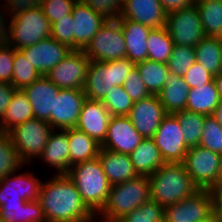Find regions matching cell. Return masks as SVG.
I'll list each match as a JSON object with an SVG mask.
<instances>
[{
	"label": "cell",
	"instance_id": "1",
	"mask_svg": "<svg viewBox=\"0 0 222 222\" xmlns=\"http://www.w3.org/2000/svg\"><path fill=\"white\" fill-rule=\"evenodd\" d=\"M38 201L47 222H94L96 215L86 206L66 174H54L41 183Z\"/></svg>",
	"mask_w": 222,
	"mask_h": 222
},
{
	"label": "cell",
	"instance_id": "2",
	"mask_svg": "<svg viewBox=\"0 0 222 222\" xmlns=\"http://www.w3.org/2000/svg\"><path fill=\"white\" fill-rule=\"evenodd\" d=\"M148 178L150 199L163 207L191 197L199 190L182 163H165Z\"/></svg>",
	"mask_w": 222,
	"mask_h": 222
},
{
	"label": "cell",
	"instance_id": "3",
	"mask_svg": "<svg viewBox=\"0 0 222 222\" xmlns=\"http://www.w3.org/2000/svg\"><path fill=\"white\" fill-rule=\"evenodd\" d=\"M149 199L148 176H138L135 179L112 185L105 206L96 215V219L98 218L96 222L98 220L99 222H118Z\"/></svg>",
	"mask_w": 222,
	"mask_h": 222
},
{
	"label": "cell",
	"instance_id": "4",
	"mask_svg": "<svg viewBox=\"0 0 222 222\" xmlns=\"http://www.w3.org/2000/svg\"><path fill=\"white\" fill-rule=\"evenodd\" d=\"M66 175L75 184L86 206L97 215L105 206L112 186L99 158L72 165Z\"/></svg>",
	"mask_w": 222,
	"mask_h": 222
},
{
	"label": "cell",
	"instance_id": "5",
	"mask_svg": "<svg viewBox=\"0 0 222 222\" xmlns=\"http://www.w3.org/2000/svg\"><path fill=\"white\" fill-rule=\"evenodd\" d=\"M9 19L8 44L16 50L34 45L51 35V23L39 5L11 12Z\"/></svg>",
	"mask_w": 222,
	"mask_h": 222
},
{
	"label": "cell",
	"instance_id": "6",
	"mask_svg": "<svg viewBox=\"0 0 222 222\" xmlns=\"http://www.w3.org/2000/svg\"><path fill=\"white\" fill-rule=\"evenodd\" d=\"M135 63L128 58L109 62L91 60L84 93L86 99L101 101L114 86H122Z\"/></svg>",
	"mask_w": 222,
	"mask_h": 222
},
{
	"label": "cell",
	"instance_id": "7",
	"mask_svg": "<svg viewBox=\"0 0 222 222\" xmlns=\"http://www.w3.org/2000/svg\"><path fill=\"white\" fill-rule=\"evenodd\" d=\"M53 130L48 122L32 118L7 133L19 157L28 165L32 160L39 159Z\"/></svg>",
	"mask_w": 222,
	"mask_h": 222
},
{
	"label": "cell",
	"instance_id": "8",
	"mask_svg": "<svg viewBox=\"0 0 222 222\" xmlns=\"http://www.w3.org/2000/svg\"><path fill=\"white\" fill-rule=\"evenodd\" d=\"M83 52L90 60L100 62L126 58V44L119 21H106Z\"/></svg>",
	"mask_w": 222,
	"mask_h": 222
},
{
	"label": "cell",
	"instance_id": "9",
	"mask_svg": "<svg viewBox=\"0 0 222 222\" xmlns=\"http://www.w3.org/2000/svg\"><path fill=\"white\" fill-rule=\"evenodd\" d=\"M165 27L177 45L195 47L205 37L196 5L167 13Z\"/></svg>",
	"mask_w": 222,
	"mask_h": 222
},
{
	"label": "cell",
	"instance_id": "10",
	"mask_svg": "<svg viewBox=\"0 0 222 222\" xmlns=\"http://www.w3.org/2000/svg\"><path fill=\"white\" fill-rule=\"evenodd\" d=\"M221 158L198 145L187 151L182 164L199 190H210L218 178Z\"/></svg>",
	"mask_w": 222,
	"mask_h": 222
},
{
	"label": "cell",
	"instance_id": "11",
	"mask_svg": "<svg viewBox=\"0 0 222 222\" xmlns=\"http://www.w3.org/2000/svg\"><path fill=\"white\" fill-rule=\"evenodd\" d=\"M214 217L210 190H198L191 197L164 207V222H210Z\"/></svg>",
	"mask_w": 222,
	"mask_h": 222
},
{
	"label": "cell",
	"instance_id": "12",
	"mask_svg": "<svg viewBox=\"0 0 222 222\" xmlns=\"http://www.w3.org/2000/svg\"><path fill=\"white\" fill-rule=\"evenodd\" d=\"M90 61L83 50H71L45 76L60 89L83 90Z\"/></svg>",
	"mask_w": 222,
	"mask_h": 222
},
{
	"label": "cell",
	"instance_id": "13",
	"mask_svg": "<svg viewBox=\"0 0 222 222\" xmlns=\"http://www.w3.org/2000/svg\"><path fill=\"white\" fill-rule=\"evenodd\" d=\"M165 163H182L190 149L185 141L178 118L168 114L153 137Z\"/></svg>",
	"mask_w": 222,
	"mask_h": 222
},
{
	"label": "cell",
	"instance_id": "14",
	"mask_svg": "<svg viewBox=\"0 0 222 222\" xmlns=\"http://www.w3.org/2000/svg\"><path fill=\"white\" fill-rule=\"evenodd\" d=\"M6 176L0 181V206L38 200L42 181L33 172Z\"/></svg>",
	"mask_w": 222,
	"mask_h": 222
},
{
	"label": "cell",
	"instance_id": "15",
	"mask_svg": "<svg viewBox=\"0 0 222 222\" xmlns=\"http://www.w3.org/2000/svg\"><path fill=\"white\" fill-rule=\"evenodd\" d=\"M143 139L128 116H111L101 148L130 155Z\"/></svg>",
	"mask_w": 222,
	"mask_h": 222
},
{
	"label": "cell",
	"instance_id": "16",
	"mask_svg": "<svg viewBox=\"0 0 222 222\" xmlns=\"http://www.w3.org/2000/svg\"><path fill=\"white\" fill-rule=\"evenodd\" d=\"M85 100L84 90L60 89L58 95L54 97L53 112H51L53 129L75 128Z\"/></svg>",
	"mask_w": 222,
	"mask_h": 222
},
{
	"label": "cell",
	"instance_id": "17",
	"mask_svg": "<svg viewBox=\"0 0 222 222\" xmlns=\"http://www.w3.org/2000/svg\"><path fill=\"white\" fill-rule=\"evenodd\" d=\"M167 115L158 96L150 95L135 101L128 117L143 138H153Z\"/></svg>",
	"mask_w": 222,
	"mask_h": 222
},
{
	"label": "cell",
	"instance_id": "18",
	"mask_svg": "<svg viewBox=\"0 0 222 222\" xmlns=\"http://www.w3.org/2000/svg\"><path fill=\"white\" fill-rule=\"evenodd\" d=\"M19 51L41 75H46L69 54L71 49L50 36Z\"/></svg>",
	"mask_w": 222,
	"mask_h": 222
},
{
	"label": "cell",
	"instance_id": "19",
	"mask_svg": "<svg viewBox=\"0 0 222 222\" xmlns=\"http://www.w3.org/2000/svg\"><path fill=\"white\" fill-rule=\"evenodd\" d=\"M111 118L109 110L101 101L88 100L83 102L76 129L85 132L100 145L103 144Z\"/></svg>",
	"mask_w": 222,
	"mask_h": 222
},
{
	"label": "cell",
	"instance_id": "20",
	"mask_svg": "<svg viewBox=\"0 0 222 222\" xmlns=\"http://www.w3.org/2000/svg\"><path fill=\"white\" fill-rule=\"evenodd\" d=\"M71 16L74 50H84L106 20L80 0L74 4Z\"/></svg>",
	"mask_w": 222,
	"mask_h": 222
},
{
	"label": "cell",
	"instance_id": "21",
	"mask_svg": "<svg viewBox=\"0 0 222 222\" xmlns=\"http://www.w3.org/2000/svg\"><path fill=\"white\" fill-rule=\"evenodd\" d=\"M119 19H129L158 29L166 25L167 12L160 0H125Z\"/></svg>",
	"mask_w": 222,
	"mask_h": 222
},
{
	"label": "cell",
	"instance_id": "22",
	"mask_svg": "<svg viewBox=\"0 0 222 222\" xmlns=\"http://www.w3.org/2000/svg\"><path fill=\"white\" fill-rule=\"evenodd\" d=\"M29 100L34 118L48 122L51 125V112H53L54 97L60 91L45 75L22 89Z\"/></svg>",
	"mask_w": 222,
	"mask_h": 222
},
{
	"label": "cell",
	"instance_id": "23",
	"mask_svg": "<svg viewBox=\"0 0 222 222\" xmlns=\"http://www.w3.org/2000/svg\"><path fill=\"white\" fill-rule=\"evenodd\" d=\"M69 150L68 129H54L39 158L47 166L57 169L54 174H67L70 170Z\"/></svg>",
	"mask_w": 222,
	"mask_h": 222
},
{
	"label": "cell",
	"instance_id": "24",
	"mask_svg": "<svg viewBox=\"0 0 222 222\" xmlns=\"http://www.w3.org/2000/svg\"><path fill=\"white\" fill-rule=\"evenodd\" d=\"M126 44V58L135 64L148 59L147 38L150 27L129 19H118Z\"/></svg>",
	"mask_w": 222,
	"mask_h": 222
},
{
	"label": "cell",
	"instance_id": "25",
	"mask_svg": "<svg viewBox=\"0 0 222 222\" xmlns=\"http://www.w3.org/2000/svg\"><path fill=\"white\" fill-rule=\"evenodd\" d=\"M98 158L111 185L123 183L139 176L127 154L100 148Z\"/></svg>",
	"mask_w": 222,
	"mask_h": 222
},
{
	"label": "cell",
	"instance_id": "26",
	"mask_svg": "<svg viewBox=\"0 0 222 222\" xmlns=\"http://www.w3.org/2000/svg\"><path fill=\"white\" fill-rule=\"evenodd\" d=\"M129 156L139 176H150L165 164L153 138H144Z\"/></svg>",
	"mask_w": 222,
	"mask_h": 222
},
{
	"label": "cell",
	"instance_id": "27",
	"mask_svg": "<svg viewBox=\"0 0 222 222\" xmlns=\"http://www.w3.org/2000/svg\"><path fill=\"white\" fill-rule=\"evenodd\" d=\"M189 90L182 77L169 72L167 82L157 96L166 112L174 114L185 109Z\"/></svg>",
	"mask_w": 222,
	"mask_h": 222
},
{
	"label": "cell",
	"instance_id": "28",
	"mask_svg": "<svg viewBox=\"0 0 222 222\" xmlns=\"http://www.w3.org/2000/svg\"><path fill=\"white\" fill-rule=\"evenodd\" d=\"M34 118L32 106L22 89H16L3 117L0 119V132L7 133L14 126Z\"/></svg>",
	"mask_w": 222,
	"mask_h": 222
},
{
	"label": "cell",
	"instance_id": "29",
	"mask_svg": "<svg viewBox=\"0 0 222 222\" xmlns=\"http://www.w3.org/2000/svg\"><path fill=\"white\" fill-rule=\"evenodd\" d=\"M214 80L189 90L185 109L191 112L211 116L220 103Z\"/></svg>",
	"mask_w": 222,
	"mask_h": 222
},
{
	"label": "cell",
	"instance_id": "30",
	"mask_svg": "<svg viewBox=\"0 0 222 222\" xmlns=\"http://www.w3.org/2000/svg\"><path fill=\"white\" fill-rule=\"evenodd\" d=\"M68 141L70 146V167L98 157L101 145L85 132L76 128H68Z\"/></svg>",
	"mask_w": 222,
	"mask_h": 222
},
{
	"label": "cell",
	"instance_id": "31",
	"mask_svg": "<svg viewBox=\"0 0 222 222\" xmlns=\"http://www.w3.org/2000/svg\"><path fill=\"white\" fill-rule=\"evenodd\" d=\"M1 222H47L38 200L0 206Z\"/></svg>",
	"mask_w": 222,
	"mask_h": 222
},
{
	"label": "cell",
	"instance_id": "32",
	"mask_svg": "<svg viewBox=\"0 0 222 222\" xmlns=\"http://www.w3.org/2000/svg\"><path fill=\"white\" fill-rule=\"evenodd\" d=\"M195 56L196 61L212 75L222 72V40L219 37L205 36L195 46Z\"/></svg>",
	"mask_w": 222,
	"mask_h": 222
},
{
	"label": "cell",
	"instance_id": "33",
	"mask_svg": "<svg viewBox=\"0 0 222 222\" xmlns=\"http://www.w3.org/2000/svg\"><path fill=\"white\" fill-rule=\"evenodd\" d=\"M142 80L151 95H158L167 82L169 73L166 63L150 59L135 64Z\"/></svg>",
	"mask_w": 222,
	"mask_h": 222
},
{
	"label": "cell",
	"instance_id": "34",
	"mask_svg": "<svg viewBox=\"0 0 222 222\" xmlns=\"http://www.w3.org/2000/svg\"><path fill=\"white\" fill-rule=\"evenodd\" d=\"M147 45L148 59L167 63L175 44L164 26L150 31L147 38Z\"/></svg>",
	"mask_w": 222,
	"mask_h": 222
},
{
	"label": "cell",
	"instance_id": "35",
	"mask_svg": "<svg viewBox=\"0 0 222 222\" xmlns=\"http://www.w3.org/2000/svg\"><path fill=\"white\" fill-rule=\"evenodd\" d=\"M196 6L204 35L219 37L222 32V0L207 1Z\"/></svg>",
	"mask_w": 222,
	"mask_h": 222
},
{
	"label": "cell",
	"instance_id": "36",
	"mask_svg": "<svg viewBox=\"0 0 222 222\" xmlns=\"http://www.w3.org/2000/svg\"><path fill=\"white\" fill-rule=\"evenodd\" d=\"M174 115L180 122L186 145L189 148L198 146L201 141L202 128L206 115L186 109L176 112Z\"/></svg>",
	"mask_w": 222,
	"mask_h": 222
},
{
	"label": "cell",
	"instance_id": "37",
	"mask_svg": "<svg viewBox=\"0 0 222 222\" xmlns=\"http://www.w3.org/2000/svg\"><path fill=\"white\" fill-rule=\"evenodd\" d=\"M26 164L19 157L8 133L0 132V181ZM20 168V169H19Z\"/></svg>",
	"mask_w": 222,
	"mask_h": 222
},
{
	"label": "cell",
	"instance_id": "38",
	"mask_svg": "<svg viewBox=\"0 0 222 222\" xmlns=\"http://www.w3.org/2000/svg\"><path fill=\"white\" fill-rule=\"evenodd\" d=\"M42 75L35 66L30 64L25 56L14 48V64L12 73V85L16 89H23L39 79Z\"/></svg>",
	"mask_w": 222,
	"mask_h": 222
},
{
	"label": "cell",
	"instance_id": "39",
	"mask_svg": "<svg viewBox=\"0 0 222 222\" xmlns=\"http://www.w3.org/2000/svg\"><path fill=\"white\" fill-rule=\"evenodd\" d=\"M111 116H128L134 102L123 86H114L101 100Z\"/></svg>",
	"mask_w": 222,
	"mask_h": 222
},
{
	"label": "cell",
	"instance_id": "40",
	"mask_svg": "<svg viewBox=\"0 0 222 222\" xmlns=\"http://www.w3.org/2000/svg\"><path fill=\"white\" fill-rule=\"evenodd\" d=\"M195 61V47L175 44L166 64L170 73L183 77Z\"/></svg>",
	"mask_w": 222,
	"mask_h": 222
},
{
	"label": "cell",
	"instance_id": "41",
	"mask_svg": "<svg viewBox=\"0 0 222 222\" xmlns=\"http://www.w3.org/2000/svg\"><path fill=\"white\" fill-rule=\"evenodd\" d=\"M118 222H164V207L149 199Z\"/></svg>",
	"mask_w": 222,
	"mask_h": 222
},
{
	"label": "cell",
	"instance_id": "42",
	"mask_svg": "<svg viewBox=\"0 0 222 222\" xmlns=\"http://www.w3.org/2000/svg\"><path fill=\"white\" fill-rule=\"evenodd\" d=\"M199 146L222 156V127L212 115L205 117Z\"/></svg>",
	"mask_w": 222,
	"mask_h": 222
},
{
	"label": "cell",
	"instance_id": "43",
	"mask_svg": "<svg viewBox=\"0 0 222 222\" xmlns=\"http://www.w3.org/2000/svg\"><path fill=\"white\" fill-rule=\"evenodd\" d=\"M97 12L106 21H116L120 18L123 0H80Z\"/></svg>",
	"mask_w": 222,
	"mask_h": 222
},
{
	"label": "cell",
	"instance_id": "44",
	"mask_svg": "<svg viewBox=\"0 0 222 222\" xmlns=\"http://www.w3.org/2000/svg\"><path fill=\"white\" fill-rule=\"evenodd\" d=\"M77 0H41L39 6L42 8L44 15L52 24L72 13L74 4Z\"/></svg>",
	"mask_w": 222,
	"mask_h": 222
},
{
	"label": "cell",
	"instance_id": "45",
	"mask_svg": "<svg viewBox=\"0 0 222 222\" xmlns=\"http://www.w3.org/2000/svg\"><path fill=\"white\" fill-rule=\"evenodd\" d=\"M52 38L74 50L73 19L71 13L51 24Z\"/></svg>",
	"mask_w": 222,
	"mask_h": 222
},
{
	"label": "cell",
	"instance_id": "46",
	"mask_svg": "<svg viewBox=\"0 0 222 222\" xmlns=\"http://www.w3.org/2000/svg\"><path fill=\"white\" fill-rule=\"evenodd\" d=\"M122 86L133 102L151 95L136 67L129 72Z\"/></svg>",
	"mask_w": 222,
	"mask_h": 222
},
{
	"label": "cell",
	"instance_id": "47",
	"mask_svg": "<svg viewBox=\"0 0 222 222\" xmlns=\"http://www.w3.org/2000/svg\"><path fill=\"white\" fill-rule=\"evenodd\" d=\"M182 78L190 89H192L212 82L214 80V75L205 70L200 63L195 61Z\"/></svg>",
	"mask_w": 222,
	"mask_h": 222
},
{
	"label": "cell",
	"instance_id": "48",
	"mask_svg": "<svg viewBox=\"0 0 222 222\" xmlns=\"http://www.w3.org/2000/svg\"><path fill=\"white\" fill-rule=\"evenodd\" d=\"M14 48L9 44L0 45V82L12 83Z\"/></svg>",
	"mask_w": 222,
	"mask_h": 222
},
{
	"label": "cell",
	"instance_id": "49",
	"mask_svg": "<svg viewBox=\"0 0 222 222\" xmlns=\"http://www.w3.org/2000/svg\"><path fill=\"white\" fill-rule=\"evenodd\" d=\"M15 90L12 84L0 82V119L11 102Z\"/></svg>",
	"mask_w": 222,
	"mask_h": 222
},
{
	"label": "cell",
	"instance_id": "50",
	"mask_svg": "<svg viewBox=\"0 0 222 222\" xmlns=\"http://www.w3.org/2000/svg\"><path fill=\"white\" fill-rule=\"evenodd\" d=\"M41 0H4V9L8 12H14L22 8H31L38 6Z\"/></svg>",
	"mask_w": 222,
	"mask_h": 222
},
{
	"label": "cell",
	"instance_id": "51",
	"mask_svg": "<svg viewBox=\"0 0 222 222\" xmlns=\"http://www.w3.org/2000/svg\"><path fill=\"white\" fill-rule=\"evenodd\" d=\"M213 199V213L215 217H222V185H214L211 189Z\"/></svg>",
	"mask_w": 222,
	"mask_h": 222
},
{
	"label": "cell",
	"instance_id": "52",
	"mask_svg": "<svg viewBox=\"0 0 222 222\" xmlns=\"http://www.w3.org/2000/svg\"><path fill=\"white\" fill-rule=\"evenodd\" d=\"M0 9L4 10V12L2 10H0V45H3V44H8V33H9V21L8 20H10L8 18L10 17V12L5 10L3 8V6ZM5 13H7V14H5ZM5 15L8 18L5 19Z\"/></svg>",
	"mask_w": 222,
	"mask_h": 222
},
{
	"label": "cell",
	"instance_id": "53",
	"mask_svg": "<svg viewBox=\"0 0 222 222\" xmlns=\"http://www.w3.org/2000/svg\"><path fill=\"white\" fill-rule=\"evenodd\" d=\"M167 13L194 5L193 0H160Z\"/></svg>",
	"mask_w": 222,
	"mask_h": 222
},
{
	"label": "cell",
	"instance_id": "54",
	"mask_svg": "<svg viewBox=\"0 0 222 222\" xmlns=\"http://www.w3.org/2000/svg\"><path fill=\"white\" fill-rule=\"evenodd\" d=\"M212 116L216 119L218 124L222 127V101L215 108Z\"/></svg>",
	"mask_w": 222,
	"mask_h": 222
},
{
	"label": "cell",
	"instance_id": "55",
	"mask_svg": "<svg viewBox=\"0 0 222 222\" xmlns=\"http://www.w3.org/2000/svg\"><path fill=\"white\" fill-rule=\"evenodd\" d=\"M214 82L216 84V88L219 94L220 101H222V72L218 75L214 76Z\"/></svg>",
	"mask_w": 222,
	"mask_h": 222
},
{
	"label": "cell",
	"instance_id": "56",
	"mask_svg": "<svg viewBox=\"0 0 222 222\" xmlns=\"http://www.w3.org/2000/svg\"><path fill=\"white\" fill-rule=\"evenodd\" d=\"M214 185H222V158H221V162H220V170H219L218 178H217L216 183Z\"/></svg>",
	"mask_w": 222,
	"mask_h": 222
},
{
	"label": "cell",
	"instance_id": "57",
	"mask_svg": "<svg viewBox=\"0 0 222 222\" xmlns=\"http://www.w3.org/2000/svg\"><path fill=\"white\" fill-rule=\"evenodd\" d=\"M207 1H213V0H193V3H194V5H198V4H202L204 2H207Z\"/></svg>",
	"mask_w": 222,
	"mask_h": 222
},
{
	"label": "cell",
	"instance_id": "58",
	"mask_svg": "<svg viewBox=\"0 0 222 222\" xmlns=\"http://www.w3.org/2000/svg\"><path fill=\"white\" fill-rule=\"evenodd\" d=\"M210 222H222V219L218 217H214Z\"/></svg>",
	"mask_w": 222,
	"mask_h": 222
}]
</instances>
